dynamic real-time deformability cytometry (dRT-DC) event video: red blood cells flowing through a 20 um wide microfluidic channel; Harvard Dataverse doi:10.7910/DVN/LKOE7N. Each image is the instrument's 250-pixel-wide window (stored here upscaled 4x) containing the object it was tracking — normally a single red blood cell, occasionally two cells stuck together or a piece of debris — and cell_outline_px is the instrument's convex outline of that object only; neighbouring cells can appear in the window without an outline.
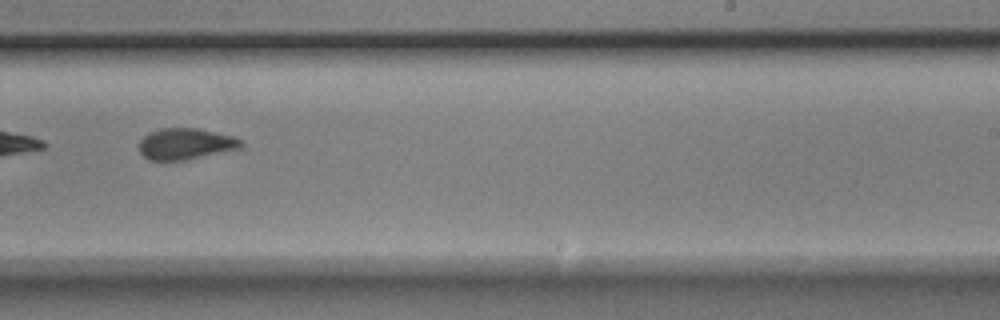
{"species": "Egyptian fruit bat (a non-hibernating species)", "species_latin": "Rousettus aegyptiacus", "temperature_condition": "room temperature", "stored_images_in_passage": 9, "camera_frame_rate_fps": 3000, "um_per_image_px": 0.085, "animal": {"sex": "male"}, "frame": {"image": 1, "passage_image": 9, "time_ms": 2.667, "image_size_px": [1000, 320], "cell_outline_px": [[244, 144], [240, 148], [184, 160], [148, 160], [140, 152], [140, 140], [148, 132], [160, 128], [196, 128], [236, 136], [244, 140]], "centroid_in_image_um": [15.8, 12.21], "position_along_channel_um": 273.2, "area_um2": 18.61}}